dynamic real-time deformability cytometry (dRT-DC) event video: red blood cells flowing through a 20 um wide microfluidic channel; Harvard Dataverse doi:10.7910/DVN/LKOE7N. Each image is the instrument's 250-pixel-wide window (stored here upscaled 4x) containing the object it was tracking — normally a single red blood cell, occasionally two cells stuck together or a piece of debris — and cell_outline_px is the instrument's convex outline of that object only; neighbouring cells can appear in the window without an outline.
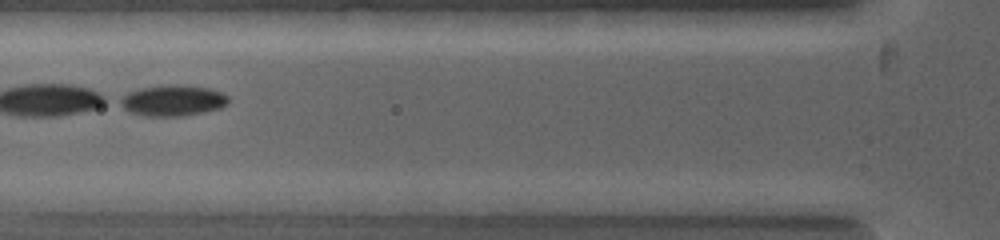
{"species": "common noctule bat (a hibernating species)", "species_latin": "Nyctalus noctula", "temperature_condition": "warm", "stored_images_in_passage": 2, "camera_frame_rate_fps": 5000, "um_per_image_px": 0.085, "animal": {"sex": "female", "body_mass_g": 19.0, "forearm_length_mm": 53.3}, "frame": {"image": 1, "passage_image": 2, "time_ms": 1.0, "image_size_px": [1000, 240], "cell_outline_px": [[228, 100], [220, 108], [204, 112], [184, 116], [144, 116], [132, 112], [116, 104], [116, 100], [128, 92], [144, 88], [208, 88], [220, 92]], "centroid_in_image_um": [14.58, 8.62], "position_along_channel_um": 111.2, "area_um2": 18.32}}